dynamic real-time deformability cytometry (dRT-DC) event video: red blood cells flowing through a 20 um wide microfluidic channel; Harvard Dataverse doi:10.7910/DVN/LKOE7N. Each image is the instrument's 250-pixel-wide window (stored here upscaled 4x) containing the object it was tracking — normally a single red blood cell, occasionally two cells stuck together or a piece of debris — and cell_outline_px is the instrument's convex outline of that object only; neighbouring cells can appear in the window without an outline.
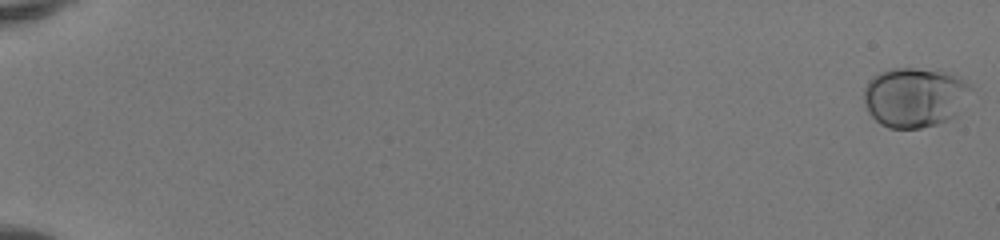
{"species": "human", "species_latin": "Homo sapiens", "temperature_condition": "room temperature", "stored_images_in_passage": 52, "camera_frame_rate_fps": 3000, "um_per_image_px": 0.085, "donor": {"sex": "female"}, "frame": {"image": 1, "passage_image": 1, "time_ms": 0.0, "image_size_px": [1000, 240], "cell_outline_px": [[972, 88], [956, 116], [948, 120], [936, 124], [920, 128], [888, 128], [880, 124], [868, 112], [864, 104], [864, 88], [868, 80], [872, 76], [880, 72], [892, 68], [940, 68], [972, 84]], "centroid_in_image_um": [77.75, 8.24], "position_along_channel_um": 7.3, "area_um2": 37.8}}
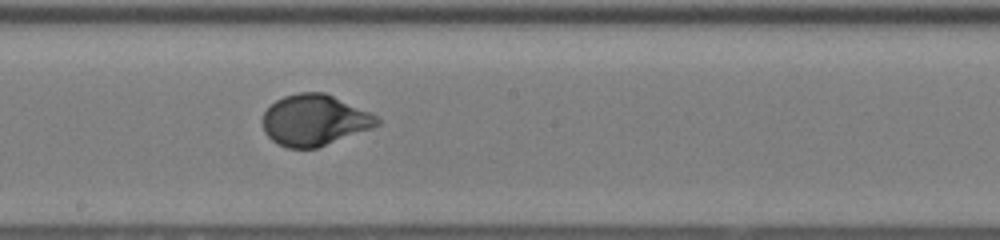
{"frame": {"image": 2, "passage_image": 32, "time_ms": 10.333, "image_size_px": [1000, 240], "cell_outline_px": [[380, 124], [372, 128], [316, 148], [288, 148], [272, 140], [264, 132], [264, 112], [276, 100], [284, 96], [300, 92], [324, 92], [372, 112], [380, 120]], "centroid_in_image_um": [26.76, 10.2], "position_along_channel_um": 221.4, "area_um2": 33.81}}
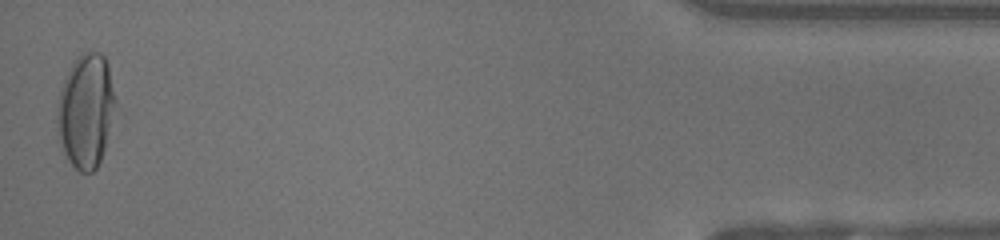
{"frame": {"image": 3, "passage_image": 52, "time_ms": 17.0, "image_size_px": [1000, 240], "cell_outline_px": [[124, 116], [96, 168], [92, 172], [80, 172], [68, 160], [64, 152], [60, 140], [56, 120], [56, 116], [60, 92], [64, 80], [72, 64], [84, 52], [100, 52], [104, 56], [108, 64], [124, 112]], "centroid_in_image_um": [7.49, 9.46], "position_along_channel_um": 427.7, "area_um2": 41.27}, "authors_computed_cell_mechanics": {"area_um2": 33.7841, "velocity_mm_per_s": 4.1508, "shape_relaxation_time_tau1_ms": 3.0508, "shape_relaxation_time_tau2_ms": null, "deformation_change_tau1": 0.1927, "deformation_change_tau2": null}}